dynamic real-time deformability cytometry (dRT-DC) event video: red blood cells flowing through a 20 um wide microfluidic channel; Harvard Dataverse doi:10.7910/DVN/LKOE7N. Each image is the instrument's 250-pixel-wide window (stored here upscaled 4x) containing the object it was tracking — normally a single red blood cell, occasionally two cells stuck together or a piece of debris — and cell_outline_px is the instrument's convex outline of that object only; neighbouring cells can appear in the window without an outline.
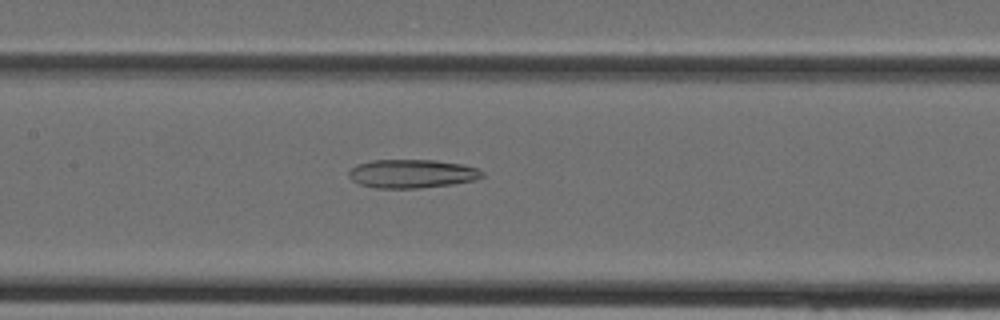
{"species": "Egyptian fruit bat (a non-hibernating species)", "species_latin": "Rousettus aegyptiacus", "temperature_condition": "cold", "stored_images_in_passage": 38, "camera_frame_rate_fps": 3000, "um_per_image_px": 0.085, "animal": {"sex": "female"}, "frame": {"image": 1, "passage_image": 18, "time_ms": 5.667, "image_size_px": [1000, 320], "cell_outline_px": [[484, 176], [476, 180], [452, 184], [420, 188], [376, 188], [360, 184], [352, 180], [348, 176], [348, 172], [352, 168], [360, 164], [372, 160], [436, 160], [464, 164], [476, 168], [484, 172]], "centroid_in_image_um": [35.05, 14.76], "position_along_channel_um": 172.3, "area_um2": 22.25}}
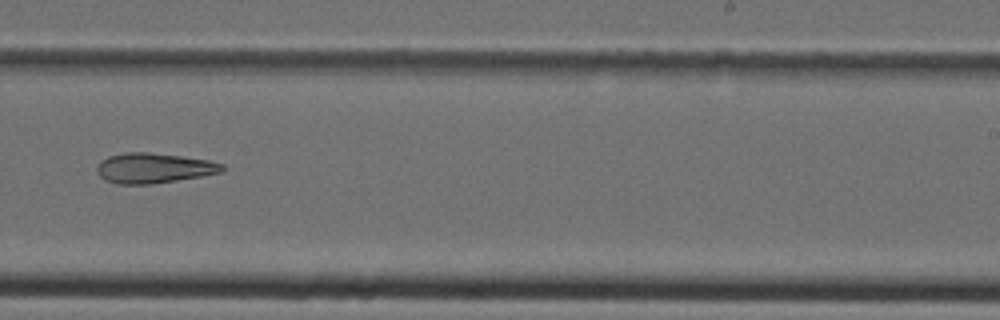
{"frame": {"image": 2, "passage_image": 24, "time_ms": 7.667, "image_size_px": [1000, 320], "cell_outline_px": [[224, 172], [152, 184], [116, 184], [104, 180], [100, 176], [96, 168], [100, 160], [108, 156], [128, 152], [148, 152], [180, 156], [208, 160], [224, 164]], "centroid_in_image_um": [13.05, 14.29], "position_along_channel_um": 276.0, "area_um2": 21.96}}
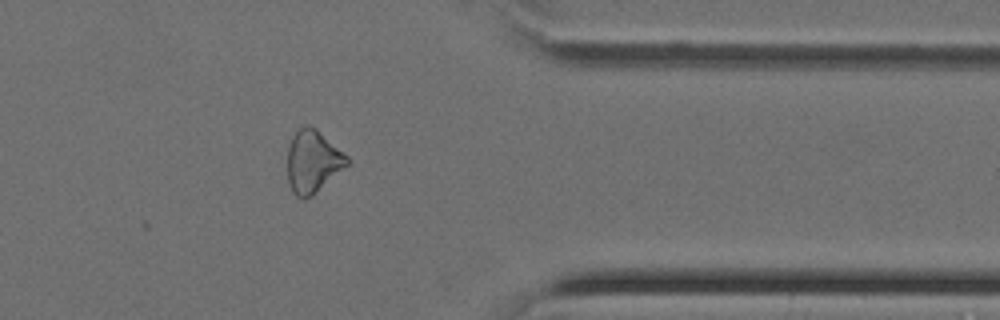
{"frame": {"image": 3, "passage_image": 31, "time_ms": 10.0, "image_size_px": [1000, 320], "cell_outline_px": [[348, 164], [312, 196], [304, 200], [300, 200], [292, 192], [288, 180], [288, 148], [292, 136], [300, 128], [308, 124], [316, 128], [344, 152], [348, 156]], "centroid_in_image_um": [26.57, 13.74], "position_along_channel_um": 384.8, "area_um2": 21.68}}